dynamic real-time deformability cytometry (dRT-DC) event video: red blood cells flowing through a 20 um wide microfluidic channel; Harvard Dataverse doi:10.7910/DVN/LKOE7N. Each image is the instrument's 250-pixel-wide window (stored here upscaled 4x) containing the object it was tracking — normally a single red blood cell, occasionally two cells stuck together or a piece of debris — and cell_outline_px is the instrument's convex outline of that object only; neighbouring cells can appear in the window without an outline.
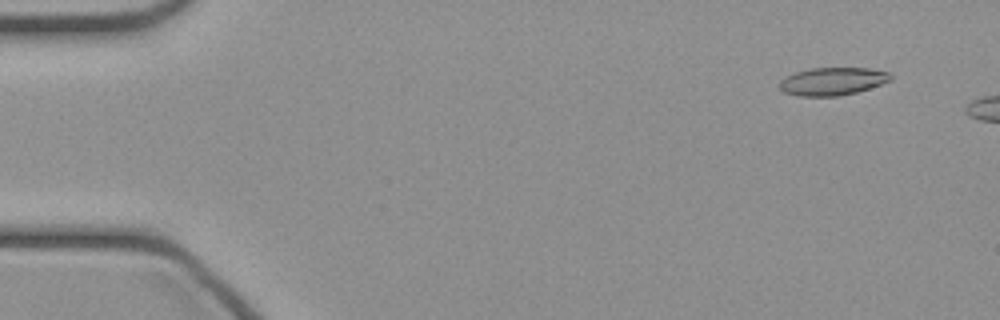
{"species": "common noctule bat (a hibernating species)", "species_latin": "Nyctalus noctula", "temperature_condition": "cold", "stored_images_in_passage": 9, "camera_frame_rate_fps": 3000, "um_per_image_px": 0.085, "animal": {"sex": "female", "body_mass_g": 21.9}, "frame": {"image": 1, "passage_image": 4, "time_ms": 1.0, "image_size_px": [1000, 320], "cell_outline_px": [[892, 80], [856, 92], [836, 96], [800, 96], [784, 92], [780, 88], [780, 80], [784, 76], [796, 72], [812, 68], [868, 68], [888, 72], [892, 76]], "centroid_in_image_um": [70.74, 6.91], "position_along_channel_um": 14.3, "area_um2": 17.86}}